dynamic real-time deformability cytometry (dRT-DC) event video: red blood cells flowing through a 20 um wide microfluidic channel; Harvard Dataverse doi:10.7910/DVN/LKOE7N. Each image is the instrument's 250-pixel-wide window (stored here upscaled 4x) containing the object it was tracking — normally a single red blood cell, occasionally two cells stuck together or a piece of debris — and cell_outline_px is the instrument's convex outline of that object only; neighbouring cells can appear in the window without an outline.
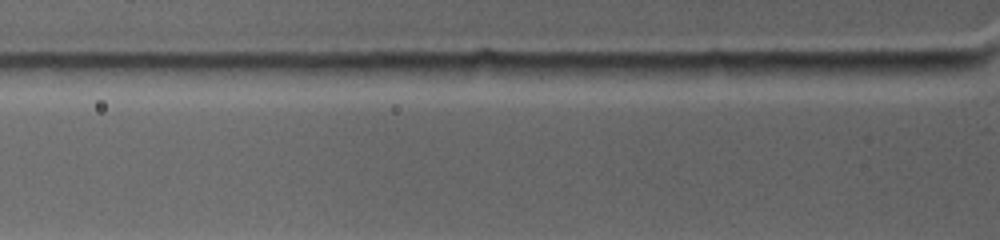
{"species": "common noctule bat (a hibernating species)", "species_latin": "Nyctalus noctula", "temperature_condition": "warm", "stored_images_in_passage": 4, "segment_of_instrument_passage": [1, 2], "camera_frame_rate_fps": 4500, "um_per_image_px": 0.085, "animal": {"sex": "female", "body_mass_g": 19.0, "forearm_length_mm": 53.3}, "frame": {"image": 1, "passage_image": 3, "time_ms": 0.889, "image_size_px": [1000, 240], "cell_outline_px": [[436, 64], [412, 72], [364, 80], [304, 72], [284, 64]], "centroid_in_image_um": [30.54, 5.93], "position_along_channel_um": 95.3, "area_um2": 10.64}}